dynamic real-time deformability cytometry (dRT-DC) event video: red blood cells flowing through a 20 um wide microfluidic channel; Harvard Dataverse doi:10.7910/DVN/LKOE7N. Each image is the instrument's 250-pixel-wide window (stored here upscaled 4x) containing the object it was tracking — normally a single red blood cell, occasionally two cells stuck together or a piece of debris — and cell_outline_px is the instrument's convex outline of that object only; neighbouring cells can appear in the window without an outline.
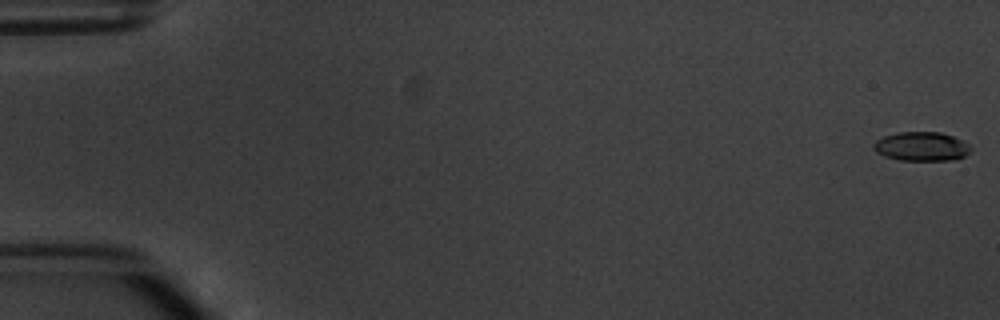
{"species": "common noctule bat (a hibernating species)", "species_latin": "Nyctalus noctula", "temperature_condition": "warm", "stored_images_in_passage": 6, "camera_frame_rate_fps": 3000, "um_per_image_px": 0.085, "animal": {"sex": "male", "body_mass_g": 20.1, "forearm_length_mm": 53.5}, "frame": {"image": 1, "passage_image": 1, "time_ms": 0.0, "image_size_px": [1000, 320], "cell_outline_px": [[972, 148], [964, 156], [956, 160], [900, 160], [884, 156], [876, 152], [872, 148], [872, 144], [876, 140], [884, 136], [896, 132], [940, 132], [952, 136], [968, 144]], "centroid_in_image_um": [78.29, 12.45], "position_along_channel_um": 6.7, "area_um2": 16.47}}